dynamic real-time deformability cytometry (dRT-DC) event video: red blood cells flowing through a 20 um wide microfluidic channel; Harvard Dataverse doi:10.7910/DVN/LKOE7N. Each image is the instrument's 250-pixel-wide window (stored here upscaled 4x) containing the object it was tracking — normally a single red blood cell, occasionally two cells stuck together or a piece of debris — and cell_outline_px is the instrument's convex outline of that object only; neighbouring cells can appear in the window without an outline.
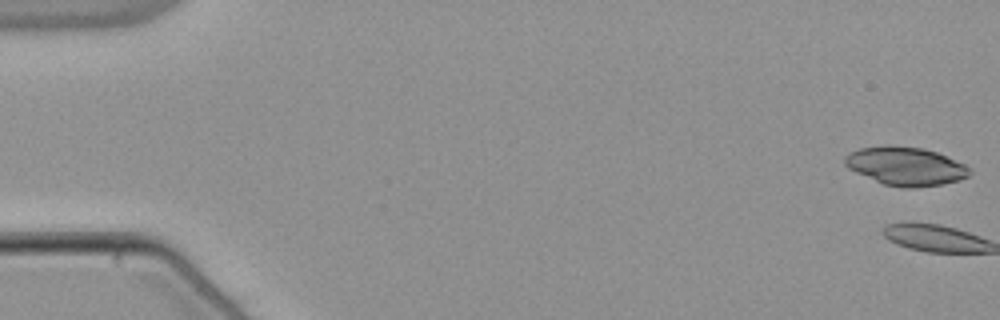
{"species": "common noctule bat (a hibernating species)", "species_latin": "Nyctalus noctula", "temperature_condition": "warm", "stored_images_in_passage": 2, "camera_frame_rate_fps": 3000, "um_per_image_px": 0.085, "animal": {"sex": "male", "body_mass_g": 21.5, "forearm_length_mm": 52.0}, "frame": {"image": 1, "passage_image": 1, "time_ms": 0.0, "image_size_px": [1000, 320], "cell_outline_px": [[972, 172], [968, 176], [960, 180], [944, 184], [916, 188], [904, 188], [884, 184], [856, 172], [848, 168], [844, 164], [844, 156], [860, 148], [884, 144], [888, 144], [924, 148], [936, 152], [964, 164]], "centroid_in_image_um": [76.97, 14.12], "position_along_channel_um": 8.0, "area_um2": 28.09}}